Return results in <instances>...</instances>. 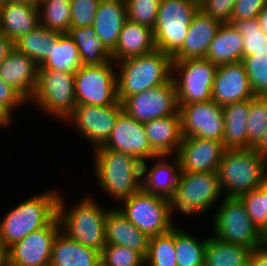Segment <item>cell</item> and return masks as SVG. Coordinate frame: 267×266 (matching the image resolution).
Segmentation results:
<instances>
[{
    "mask_svg": "<svg viewBox=\"0 0 267 266\" xmlns=\"http://www.w3.org/2000/svg\"><path fill=\"white\" fill-rule=\"evenodd\" d=\"M122 106L124 112L142 123L178 114L180 109L173 79L127 97Z\"/></svg>",
    "mask_w": 267,
    "mask_h": 266,
    "instance_id": "14",
    "label": "cell"
},
{
    "mask_svg": "<svg viewBox=\"0 0 267 266\" xmlns=\"http://www.w3.org/2000/svg\"><path fill=\"white\" fill-rule=\"evenodd\" d=\"M247 120V149L254 148L267 128V96L255 95L250 98Z\"/></svg>",
    "mask_w": 267,
    "mask_h": 266,
    "instance_id": "39",
    "label": "cell"
},
{
    "mask_svg": "<svg viewBox=\"0 0 267 266\" xmlns=\"http://www.w3.org/2000/svg\"><path fill=\"white\" fill-rule=\"evenodd\" d=\"M265 204H266V211H267V181H265Z\"/></svg>",
    "mask_w": 267,
    "mask_h": 266,
    "instance_id": "55",
    "label": "cell"
},
{
    "mask_svg": "<svg viewBox=\"0 0 267 266\" xmlns=\"http://www.w3.org/2000/svg\"><path fill=\"white\" fill-rule=\"evenodd\" d=\"M253 96L255 95L242 61L217 66L211 100L224 106Z\"/></svg>",
    "mask_w": 267,
    "mask_h": 266,
    "instance_id": "19",
    "label": "cell"
},
{
    "mask_svg": "<svg viewBox=\"0 0 267 266\" xmlns=\"http://www.w3.org/2000/svg\"><path fill=\"white\" fill-rule=\"evenodd\" d=\"M230 24L243 38V58L254 54H266L267 35L260 28L257 18L230 21Z\"/></svg>",
    "mask_w": 267,
    "mask_h": 266,
    "instance_id": "38",
    "label": "cell"
},
{
    "mask_svg": "<svg viewBox=\"0 0 267 266\" xmlns=\"http://www.w3.org/2000/svg\"><path fill=\"white\" fill-rule=\"evenodd\" d=\"M59 33L39 25L14 41V48L33 59L39 66L50 57V41Z\"/></svg>",
    "mask_w": 267,
    "mask_h": 266,
    "instance_id": "34",
    "label": "cell"
},
{
    "mask_svg": "<svg viewBox=\"0 0 267 266\" xmlns=\"http://www.w3.org/2000/svg\"><path fill=\"white\" fill-rule=\"evenodd\" d=\"M101 266H145V259L128 247L106 244L101 253Z\"/></svg>",
    "mask_w": 267,
    "mask_h": 266,
    "instance_id": "43",
    "label": "cell"
},
{
    "mask_svg": "<svg viewBox=\"0 0 267 266\" xmlns=\"http://www.w3.org/2000/svg\"><path fill=\"white\" fill-rule=\"evenodd\" d=\"M267 0H236L230 21L258 18Z\"/></svg>",
    "mask_w": 267,
    "mask_h": 266,
    "instance_id": "47",
    "label": "cell"
},
{
    "mask_svg": "<svg viewBox=\"0 0 267 266\" xmlns=\"http://www.w3.org/2000/svg\"><path fill=\"white\" fill-rule=\"evenodd\" d=\"M222 196L217 172H180L176 189L168 199L170 212L201 216L219 203Z\"/></svg>",
    "mask_w": 267,
    "mask_h": 266,
    "instance_id": "6",
    "label": "cell"
},
{
    "mask_svg": "<svg viewBox=\"0 0 267 266\" xmlns=\"http://www.w3.org/2000/svg\"><path fill=\"white\" fill-rule=\"evenodd\" d=\"M239 198L243 202L249 218L262 233L267 228L265 182L257 189L242 194Z\"/></svg>",
    "mask_w": 267,
    "mask_h": 266,
    "instance_id": "40",
    "label": "cell"
},
{
    "mask_svg": "<svg viewBox=\"0 0 267 266\" xmlns=\"http://www.w3.org/2000/svg\"><path fill=\"white\" fill-rule=\"evenodd\" d=\"M220 25L217 20L198 9L192 17L182 47L172 56V60L205 58Z\"/></svg>",
    "mask_w": 267,
    "mask_h": 266,
    "instance_id": "20",
    "label": "cell"
},
{
    "mask_svg": "<svg viewBox=\"0 0 267 266\" xmlns=\"http://www.w3.org/2000/svg\"><path fill=\"white\" fill-rule=\"evenodd\" d=\"M254 95L267 96V54H254L243 58Z\"/></svg>",
    "mask_w": 267,
    "mask_h": 266,
    "instance_id": "41",
    "label": "cell"
},
{
    "mask_svg": "<svg viewBox=\"0 0 267 266\" xmlns=\"http://www.w3.org/2000/svg\"><path fill=\"white\" fill-rule=\"evenodd\" d=\"M265 51H266V54H267V44L265 45Z\"/></svg>",
    "mask_w": 267,
    "mask_h": 266,
    "instance_id": "58",
    "label": "cell"
},
{
    "mask_svg": "<svg viewBox=\"0 0 267 266\" xmlns=\"http://www.w3.org/2000/svg\"><path fill=\"white\" fill-rule=\"evenodd\" d=\"M183 137H197L223 141V106L215 101L179 105Z\"/></svg>",
    "mask_w": 267,
    "mask_h": 266,
    "instance_id": "15",
    "label": "cell"
},
{
    "mask_svg": "<svg viewBox=\"0 0 267 266\" xmlns=\"http://www.w3.org/2000/svg\"><path fill=\"white\" fill-rule=\"evenodd\" d=\"M262 237L267 242V228L262 232Z\"/></svg>",
    "mask_w": 267,
    "mask_h": 266,
    "instance_id": "56",
    "label": "cell"
},
{
    "mask_svg": "<svg viewBox=\"0 0 267 266\" xmlns=\"http://www.w3.org/2000/svg\"><path fill=\"white\" fill-rule=\"evenodd\" d=\"M205 59L215 65L243 60V38L231 24H221L210 43Z\"/></svg>",
    "mask_w": 267,
    "mask_h": 266,
    "instance_id": "29",
    "label": "cell"
},
{
    "mask_svg": "<svg viewBox=\"0 0 267 266\" xmlns=\"http://www.w3.org/2000/svg\"><path fill=\"white\" fill-rule=\"evenodd\" d=\"M121 213L149 238L169 232L174 226L169 200L142 188L122 200ZM173 216V217H172Z\"/></svg>",
    "mask_w": 267,
    "mask_h": 266,
    "instance_id": "10",
    "label": "cell"
},
{
    "mask_svg": "<svg viewBox=\"0 0 267 266\" xmlns=\"http://www.w3.org/2000/svg\"><path fill=\"white\" fill-rule=\"evenodd\" d=\"M67 34L78 48L82 65H102L112 60L111 52L96 37L93 26L70 28Z\"/></svg>",
    "mask_w": 267,
    "mask_h": 266,
    "instance_id": "33",
    "label": "cell"
},
{
    "mask_svg": "<svg viewBox=\"0 0 267 266\" xmlns=\"http://www.w3.org/2000/svg\"><path fill=\"white\" fill-rule=\"evenodd\" d=\"M128 20L154 28L161 0H124Z\"/></svg>",
    "mask_w": 267,
    "mask_h": 266,
    "instance_id": "42",
    "label": "cell"
},
{
    "mask_svg": "<svg viewBox=\"0 0 267 266\" xmlns=\"http://www.w3.org/2000/svg\"><path fill=\"white\" fill-rule=\"evenodd\" d=\"M127 19L124 0H100L94 20L96 37L112 52Z\"/></svg>",
    "mask_w": 267,
    "mask_h": 266,
    "instance_id": "26",
    "label": "cell"
},
{
    "mask_svg": "<svg viewBox=\"0 0 267 266\" xmlns=\"http://www.w3.org/2000/svg\"><path fill=\"white\" fill-rule=\"evenodd\" d=\"M254 149L267 160V128L264 131L263 137Z\"/></svg>",
    "mask_w": 267,
    "mask_h": 266,
    "instance_id": "50",
    "label": "cell"
},
{
    "mask_svg": "<svg viewBox=\"0 0 267 266\" xmlns=\"http://www.w3.org/2000/svg\"><path fill=\"white\" fill-rule=\"evenodd\" d=\"M60 231L56 216L47 226L14 243L8 248L9 266H50L52 245Z\"/></svg>",
    "mask_w": 267,
    "mask_h": 266,
    "instance_id": "16",
    "label": "cell"
},
{
    "mask_svg": "<svg viewBox=\"0 0 267 266\" xmlns=\"http://www.w3.org/2000/svg\"><path fill=\"white\" fill-rule=\"evenodd\" d=\"M217 173L223 195L239 198L266 181L267 160L254 148L226 149Z\"/></svg>",
    "mask_w": 267,
    "mask_h": 266,
    "instance_id": "4",
    "label": "cell"
},
{
    "mask_svg": "<svg viewBox=\"0 0 267 266\" xmlns=\"http://www.w3.org/2000/svg\"><path fill=\"white\" fill-rule=\"evenodd\" d=\"M39 65L15 48L0 65V78L18 90L28 101L37 84Z\"/></svg>",
    "mask_w": 267,
    "mask_h": 266,
    "instance_id": "22",
    "label": "cell"
},
{
    "mask_svg": "<svg viewBox=\"0 0 267 266\" xmlns=\"http://www.w3.org/2000/svg\"><path fill=\"white\" fill-rule=\"evenodd\" d=\"M30 101L46 115L65 120L76 106L75 74L39 68Z\"/></svg>",
    "mask_w": 267,
    "mask_h": 266,
    "instance_id": "7",
    "label": "cell"
},
{
    "mask_svg": "<svg viewBox=\"0 0 267 266\" xmlns=\"http://www.w3.org/2000/svg\"><path fill=\"white\" fill-rule=\"evenodd\" d=\"M4 2H20V3H28L31 5H38L39 0H4Z\"/></svg>",
    "mask_w": 267,
    "mask_h": 266,
    "instance_id": "54",
    "label": "cell"
},
{
    "mask_svg": "<svg viewBox=\"0 0 267 266\" xmlns=\"http://www.w3.org/2000/svg\"><path fill=\"white\" fill-rule=\"evenodd\" d=\"M39 25L37 5L4 2L0 11V30L13 42Z\"/></svg>",
    "mask_w": 267,
    "mask_h": 266,
    "instance_id": "27",
    "label": "cell"
},
{
    "mask_svg": "<svg viewBox=\"0 0 267 266\" xmlns=\"http://www.w3.org/2000/svg\"><path fill=\"white\" fill-rule=\"evenodd\" d=\"M250 99L223 106L225 149H247V120Z\"/></svg>",
    "mask_w": 267,
    "mask_h": 266,
    "instance_id": "30",
    "label": "cell"
},
{
    "mask_svg": "<svg viewBox=\"0 0 267 266\" xmlns=\"http://www.w3.org/2000/svg\"><path fill=\"white\" fill-rule=\"evenodd\" d=\"M172 57L155 49L138 57L116 62L117 98L123 102L127 97L151 89L172 79Z\"/></svg>",
    "mask_w": 267,
    "mask_h": 266,
    "instance_id": "3",
    "label": "cell"
},
{
    "mask_svg": "<svg viewBox=\"0 0 267 266\" xmlns=\"http://www.w3.org/2000/svg\"><path fill=\"white\" fill-rule=\"evenodd\" d=\"M100 0H71V28L93 26Z\"/></svg>",
    "mask_w": 267,
    "mask_h": 266,
    "instance_id": "44",
    "label": "cell"
},
{
    "mask_svg": "<svg viewBox=\"0 0 267 266\" xmlns=\"http://www.w3.org/2000/svg\"><path fill=\"white\" fill-rule=\"evenodd\" d=\"M216 69L217 65L205 58L173 61L172 79L176 87L178 104L187 105L211 100Z\"/></svg>",
    "mask_w": 267,
    "mask_h": 266,
    "instance_id": "11",
    "label": "cell"
},
{
    "mask_svg": "<svg viewBox=\"0 0 267 266\" xmlns=\"http://www.w3.org/2000/svg\"><path fill=\"white\" fill-rule=\"evenodd\" d=\"M122 111L123 106L119 101L108 106L76 105L64 122L76 127L75 131L91 143V149H95L103 146L110 138Z\"/></svg>",
    "mask_w": 267,
    "mask_h": 266,
    "instance_id": "13",
    "label": "cell"
},
{
    "mask_svg": "<svg viewBox=\"0 0 267 266\" xmlns=\"http://www.w3.org/2000/svg\"><path fill=\"white\" fill-rule=\"evenodd\" d=\"M153 29L148 26L125 20L117 45L111 52L116 63L128 58L138 57L154 51Z\"/></svg>",
    "mask_w": 267,
    "mask_h": 266,
    "instance_id": "25",
    "label": "cell"
},
{
    "mask_svg": "<svg viewBox=\"0 0 267 266\" xmlns=\"http://www.w3.org/2000/svg\"><path fill=\"white\" fill-rule=\"evenodd\" d=\"M50 266H101V253L60 231L52 245Z\"/></svg>",
    "mask_w": 267,
    "mask_h": 266,
    "instance_id": "28",
    "label": "cell"
},
{
    "mask_svg": "<svg viewBox=\"0 0 267 266\" xmlns=\"http://www.w3.org/2000/svg\"><path fill=\"white\" fill-rule=\"evenodd\" d=\"M71 0H39L40 25L60 34H67L71 28Z\"/></svg>",
    "mask_w": 267,
    "mask_h": 266,
    "instance_id": "35",
    "label": "cell"
},
{
    "mask_svg": "<svg viewBox=\"0 0 267 266\" xmlns=\"http://www.w3.org/2000/svg\"><path fill=\"white\" fill-rule=\"evenodd\" d=\"M208 236L197 240L183 228L175 226L177 266H204V250Z\"/></svg>",
    "mask_w": 267,
    "mask_h": 266,
    "instance_id": "36",
    "label": "cell"
},
{
    "mask_svg": "<svg viewBox=\"0 0 267 266\" xmlns=\"http://www.w3.org/2000/svg\"><path fill=\"white\" fill-rule=\"evenodd\" d=\"M151 148L159 156L177 155L183 140L180 112L143 123Z\"/></svg>",
    "mask_w": 267,
    "mask_h": 266,
    "instance_id": "24",
    "label": "cell"
},
{
    "mask_svg": "<svg viewBox=\"0 0 267 266\" xmlns=\"http://www.w3.org/2000/svg\"><path fill=\"white\" fill-rule=\"evenodd\" d=\"M236 0H198L199 9L220 24H230Z\"/></svg>",
    "mask_w": 267,
    "mask_h": 266,
    "instance_id": "45",
    "label": "cell"
},
{
    "mask_svg": "<svg viewBox=\"0 0 267 266\" xmlns=\"http://www.w3.org/2000/svg\"><path fill=\"white\" fill-rule=\"evenodd\" d=\"M252 249L208 236L204 250V266H248Z\"/></svg>",
    "mask_w": 267,
    "mask_h": 266,
    "instance_id": "32",
    "label": "cell"
},
{
    "mask_svg": "<svg viewBox=\"0 0 267 266\" xmlns=\"http://www.w3.org/2000/svg\"><path fill=\"white\" fill-rule=\"evenodd\" d=\"M175 226L167 233L149 238L146 266H177Z\"/></svg>",
    "mask_w": 267,
    "mask_h": 266,
    "instance_id": "37",
    "label": "cell"
},
{
    "mask_svg": "<svg viewBox=\"0 0 267 266\" xmlns=\"http://www.w3.org/2000/svg\"><path fill=\"white\" fill-rule=\"evenodd\" d=\"M166 157L168 156H157L153 161H158L150 167L148 161L142 163V189L147 193L169 199L176 189L181 168L176 155L169 163Z\"/></svg>",
    "mask_w": 267,
    "mask_h": 266,
    "instance_id": "23",
    "label": "cell"
},
{
    "mask_svg": "<svg viewBox=\"0 0 267 266\" xmlns=\"http://www.w3.org/2000/svg\"><path fill=\"white\" fill-rule=\"evenodd\" d=\"M28 104V100L13 86L0 78V106L13 117L14 108Z\"/></svg>",
    "mask_w": 267,
    "mask_h": 266,
    "instance_id": "46",
    "label": "cell"
},
{
    "mask_svg": "<svg viewBox=\"0 0 267 266\" xmlns=\"http://www.w3.org/2000/svg\"><path fill=\"white\" fill-rule=\"evenodd\" d=\"M0 266H9L8 248L0 241Z\"/></svg>",
    "mask_w": 267,
    "mask_h": 266,
    "instance_id": "52",
    "label": "cell"
},
{
    "mask_svg": "<svg viewBox=\"0 0 267 266\" xmlns=\"http://www.w3.org/2000/svg\"><path fill=\"white\" fill-rule=\"evenodd\" d=\"M225 150L221 141L183 137L176 156L181 172H217Z\"/></svg>",
    "mask_w": 267,
    "mask_h": 266,
    "instance_id": "18",
    "label": "cell"
},
{
    "mask_svg": "<svg viewBox=\"0 0 267 266\" xmlns=\"http://www.w3.org/2000/svg\"><path fill=\"white\" fill-rule=\"evenodd\" d=\"M58 196L53 189L16 205L0 221V241L9 248L31 232L47 226L57 216Z\"/></svg>",
    "mask_w": 267,
    "mask_h": 266,
    "instance_id": "5",
    "label": "cell"
},
{
    "mask_svg": "<svg viewBox=\"0 0 267 266\" xmlns=\"http://www.w3.org/2000/svg\"><path fill=\"white\" fill-rule=\"evenodd\" d=\"M3 5H4V0H0V11H1L2 8H3Z\"/></svg>",
    "mask_w": 267,
    "mask_h": 266,
    "instance_id": "57",
    "label": "cell"
},
{
    "mask_svg": "<svg viewBox=\"0 0 267 266\" xmlns=\"http://www.w3.org/2000/svg\"><path fill=\"white\" fill-rule=\"evenodd\" d=\"M90 195H86L79 203H75L68 209L59 194L57 217L61 231L66 236L85 247L102 253L106 245L105 219L108 210L101 208L99 202Z\"/></svg>",
    "mask_w": 267,
    "mask_h": 266,
    "instance_id": "1",
    "label": "cell"
},
{
    "mask_svg": "<svg viewBox=\"0 0 267 266\" xmlns=\"http://www.w3.org/2000/svg\"><path fill=\"white\" fill-rule=\"evenodd\" d=\"M105 240L106 244L128 247L144 259L148 252L149 237L133 225L117 207L107 211Z\"/></svg>",
    "mask_w": 267,
    "mask_h": 266,
    "instance_id": "21",
    "label": "cell"
},
{
    "mask_svg": "<svg viewBox=\"0 0 267 266\" xmlns=\"http://www.w3.org/2000/svg\"><path fill=\"white\" fill-rule=\"evenodd\" d=\"M248 266H267V242L251 251Z\"/></svg>",
    "mask_w": 267,
    "mask_h": 266,
    "instance_id": "48",
    "label": "cell"
},
{
    "mask_svg": "<svg viewBox=\"0 0 267 266\" xmlns=\"http://www.w3.org/2000/svg\"><path fill=\"white\" fill-rule=\"evenodd\" d=\"M13 118L0 106V126L8 127L12 123Z\"/></svg>",
    "mask_w": 267,
    "mask_h": 266,
    "instance_id": "53",
    "label": "cell"
},
{
    "mask_svg": "<svg viewBox=\"0 0 267 266\" xmlns=\"http://www.w3.org/2000/svg\"><path fill=\"white\" fill-rule=\"evenodd\" d=\"M14 49V42L4 35L0 30V65Z\"/></svg>",
    "mask_w": 267,
    "mask_h": 266,
    "instance_id": "49",
    "label": "cell"
},
{
    "mask_svg": "<svg viewBox=\"0 0 267 266\" xmlns=\"http://www.w3.org/2000/svg\"><path fill=\"white\" fill-rule=\"evenodd\" d=\"M116 67L113 60L102 65H82L75 73L76 105L115 104L118 101Z\"/></svg>",
    "mask_w": 267,
    "mask_h": 266,
    "instance_id": "12",
    "label": "cell"
},
{
    "mask_svg": "<svg viewBox=\"0 0 267 266\" xmlns=\"http://www.w3.org/2000/svg\"><path fill=\"white\" fill-rule=\"evenodd\" d=\"M257 19L259 21L260 28L267 35V2L265 3Z\"/></svg>",
    "mask_w": 267,
    "mask_h": 266,
    "instance_id": "51",
    "label": "cell"
},
{
    "mask_svg": "<svg viewBox=\"0 0 267 266\" xmlns=\"http://www.w3.org/2000/svg\"><path fill=\"white\" fill-rule=\"evenodd\" d=\"M50 57L39 68L75 74L82 66L78 48L68 34H58L50 41Z\"/></svg>",
    "mask_w": 267,
    "mask_h": 266,
    "instance_id": "31",
    "label": "cell"
},
{
    "mask_svg": "<svg viewBox=\"0 0 267 266\" xmlns=\"http://www.w3.org/2000/svg\"><path fill=\"white\" fill-rule=\"evenodd\" d=\"M213 218L215 238L223 242L255 249L265 243L262 233L249 218L238 197H223Z\"/></svg>",
    "mask_w": 267,
    "mask_h": 266,
    "instance_id": "9",
    "label": "cell"
},
{
    "mask_svg": "<svg viewBox=\"0 0 267 266\" xmlns=\"http://www.w3.org/2000/svg\"><path fill=\"white\" fill-rule=\"evenodd\" d=\"M95 149H112L127 153L141 163L159 156L150 146L142 122L122 111L115 122L110 138Z\"/></svg>",
    "mask_w": 267,
    "mask_h": 266,
    "instance_id": "17",
    "label": "cell"
},
{
    "mask_svg": "<svg viewBox=\"0 0 267 266\" xmlns=\"http://www.w3.org/2000/svg\"><path fill=\"white\" fill-rule=\"evenodd\" d=\"M198 9V0H161L153 28L155 48L172 57L182 47Z\"/></svg>",
    "mask_w": 267,
    "mask_h": 266,
    "instance_id": "8",
    "label": "cell"
},
{
    "mask_svg": "<svg viewBox=\"0 0 267 266\" xmlns=\"http://www.w3.org/2000/svg\"><path fill=\"white\" fill-rule=\"evenodd\" d=\"M94 170L103 192L120 202L142 188V163L112 149H92Z\"/></svg>",
    "mask_w": 267,
    "mask_h": 266,
    "instance_id": "2",
    "label": "cell"
}]
</instances>
